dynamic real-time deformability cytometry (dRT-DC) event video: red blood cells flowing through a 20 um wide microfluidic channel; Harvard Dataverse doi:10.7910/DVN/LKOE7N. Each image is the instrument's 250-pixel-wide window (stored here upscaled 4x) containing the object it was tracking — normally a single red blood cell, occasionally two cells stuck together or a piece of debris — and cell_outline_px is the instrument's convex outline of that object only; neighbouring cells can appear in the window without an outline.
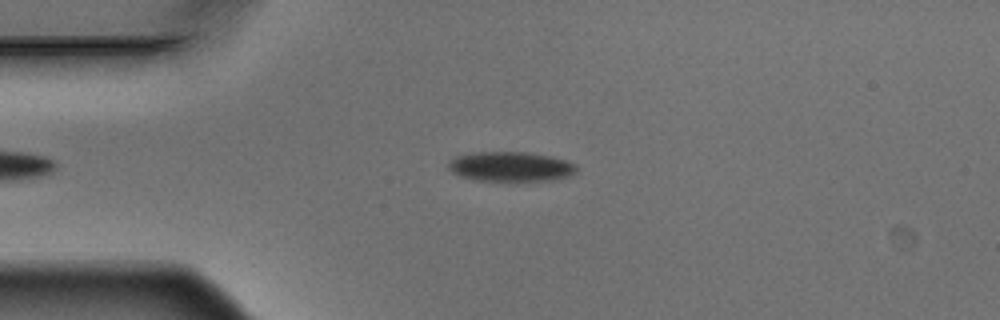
{"species": "Egyptian fruit bat (a non-hibernating species)", "species_latin": "Rousettus aegyptiacus", "temperature_condition": "warm", "stored_images_in_passage": 2, "camera_frame_rate_fps": 3000, "um_per_image_px": 0.085, "animal": {"sex": "male"}, "frame": {"image": 1, "passage_image": 2, "time_ms": 0.333, "image_size_px": [1000, 320], "cell_outline_px": [[576, 172], [568, 176], [552, 180], [476, 180], [460, 176], [452, 172], [448, 168], [448, 160], [456, 156], [472, 152], [528, 152], [552, 156], [576, 164]], "centroid_in_image_um": [43.38, 14.14], "position_along_channel_um": 41.6, "area_um2": 22.14}}